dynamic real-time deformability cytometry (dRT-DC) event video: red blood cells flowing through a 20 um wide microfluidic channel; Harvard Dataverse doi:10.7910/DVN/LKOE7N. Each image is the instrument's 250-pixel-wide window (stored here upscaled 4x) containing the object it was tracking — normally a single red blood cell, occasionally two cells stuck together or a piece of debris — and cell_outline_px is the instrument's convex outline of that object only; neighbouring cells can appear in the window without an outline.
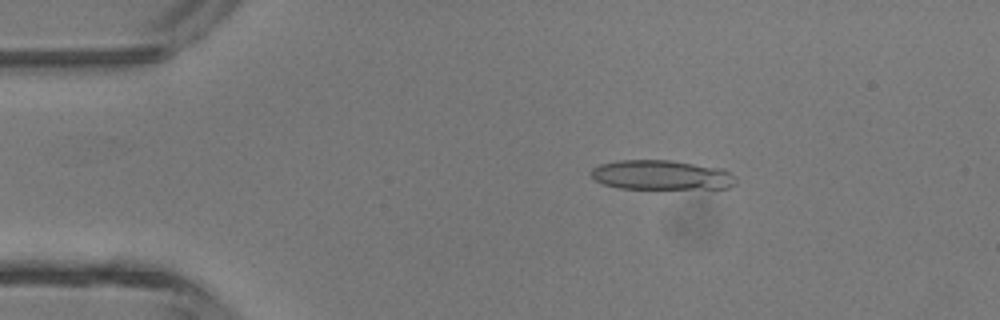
{"species": "common noctule bat (a hibernating species)", "species_latin": "Nyctalus noctula", "temperature_condition": "room temperature", "stored_images_in_passage": 14, "camera_frame_rate_fps": 3000, "um_per_image_px": 0.085, "animal": {"sex": "male", "body_mass_g": 13.3}, "frame": {"image": 1, "passage_image": 8, "time_ms": 2.333, "image_size_px": [1000, 320], "cell_outline_px": [[736, 184], [728, 188], [620, 188], [604, 184], [596, 180], [588, 172], [592, 168], [600, 164], [620, 160], [672, 160], [724, 168], [736, 176]], "centroid_in_image_um": [56.26, 14.86], "position_along_channel_um": 28.7, "area_um2": 25.09}}